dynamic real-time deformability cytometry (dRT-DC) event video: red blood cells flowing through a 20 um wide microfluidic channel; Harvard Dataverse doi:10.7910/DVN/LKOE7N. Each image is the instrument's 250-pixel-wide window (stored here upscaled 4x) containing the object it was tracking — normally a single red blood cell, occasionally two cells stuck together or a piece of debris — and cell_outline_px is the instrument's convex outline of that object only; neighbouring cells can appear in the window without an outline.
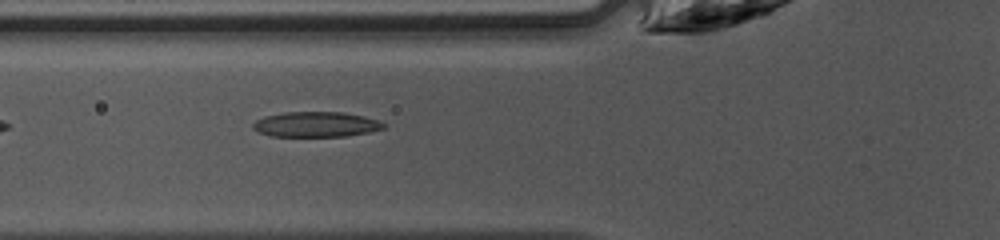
{"species": "common noctule bat (a hibernating species)", "species_latin": "Nyctalus noctula", "temperature_condition": "warm", "stored_images_in_passage": 34, "camera_frame_rate_fps": 3000, "um_per_image_px": 0.085, "animal": {"sex": "female", "body_mass_g": 10.0, "forearm_length_mm": 53.1}, "frame": {"image": 1, "passage_image": 6, "time_ms": 1.667, "image_size_px": [1000, 240], "cell_outline_px": [[388, 124], [384, 128], [368, 132], [348, 136], [272, 136], [260, 132], [252, 128], [252, 124], [256, 120], [264, 116], [284, 112], [344, 112], [364, 116], [380, 120]], "centroid_in_image_um": [26.9, 10.56], "position_along_channel_um": 98.9, "area_um2": 19.31}}
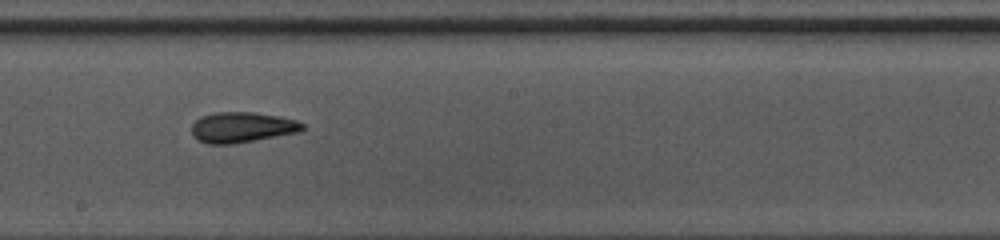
{"frame": {"image": 2, "passage_image": 15, "time_ms": 4.667, "image_size_px": [1000, 240], "cell_outline_px": [[308, 128], [300, 132], [232, 144], [208, 144], [196, 140], [192, 136], [192, 124], [200, 116], [212, 112], [252, 112], [280, 116], [296, 120], [304, 124]], "centroid_in_image_um": [20.57, 10.82], "position_along_channel_um": 227.6, "area_um2": 20.0}}
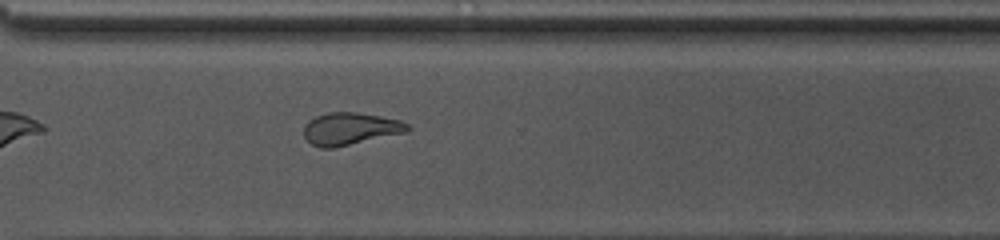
{"frame": {"image": 3, "passage_image": 23, "time_ms": 7.333, "image_size_px": [1000, 240], "cell_outline_px": [[412, 128], [408, 132], [332, 148], [320, 148], [312, 144], [304, 136], [304, 124], [308, 120], [316, 116], [328, 112], [356, 112], [380, 116], [400, 120], [408, 124]], "centroid_in_image_um": [29.78, 10.94], "position_along_channel_um": 340.8, "area_um2": 19.59}, "authors_computed_cell_mechanics": {"area_um2": 19.6809, "velocity_mm_per_s": 4.2612, "shape_relaxation_time_tau1_ms": 4.7326, "shape_relaxation_time_tau2_ms": 2.1299, "deformation_change_tau1": 0.192, "deformation_change_tau2": 0.0698}}